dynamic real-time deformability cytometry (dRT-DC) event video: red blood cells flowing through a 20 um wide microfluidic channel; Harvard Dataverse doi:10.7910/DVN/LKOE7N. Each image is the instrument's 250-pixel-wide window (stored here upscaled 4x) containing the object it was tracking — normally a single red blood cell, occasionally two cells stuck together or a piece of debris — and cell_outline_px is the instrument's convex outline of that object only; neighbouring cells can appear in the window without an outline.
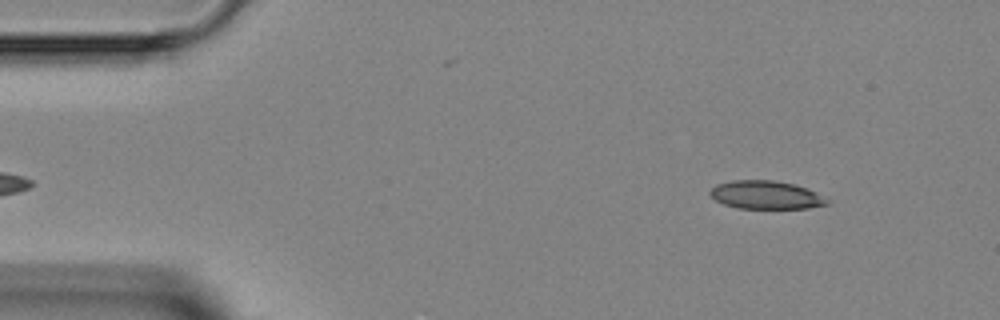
{"species": "Egyptian fruit bat (a non-hibernating species)", "species_latin": "Rousettus aegyptiacus", "temperature_condition": "room temperature", "stored_images_in_passage": 3, "camera_frame_rate_fps": 3000, "um_per_image_px": 0.085, "animal": {"sex": "female"}, "frame": {"image": 1, "passage_image": 1, "time_ms": 0.0, "image_size_px": [1000, 320], "cell_outline_px": [[832, 200], [828, 204], [808, 208], [740, 208], [724, 204], [716, 200], [708, 192], [716, 184], [732, 180], [772, 180], [796, 184], [808, 188]], "centroid_in_image_um": [65.15, 16.56], "position_along_channel_um": 19.8, "area_um2": 19.36}}